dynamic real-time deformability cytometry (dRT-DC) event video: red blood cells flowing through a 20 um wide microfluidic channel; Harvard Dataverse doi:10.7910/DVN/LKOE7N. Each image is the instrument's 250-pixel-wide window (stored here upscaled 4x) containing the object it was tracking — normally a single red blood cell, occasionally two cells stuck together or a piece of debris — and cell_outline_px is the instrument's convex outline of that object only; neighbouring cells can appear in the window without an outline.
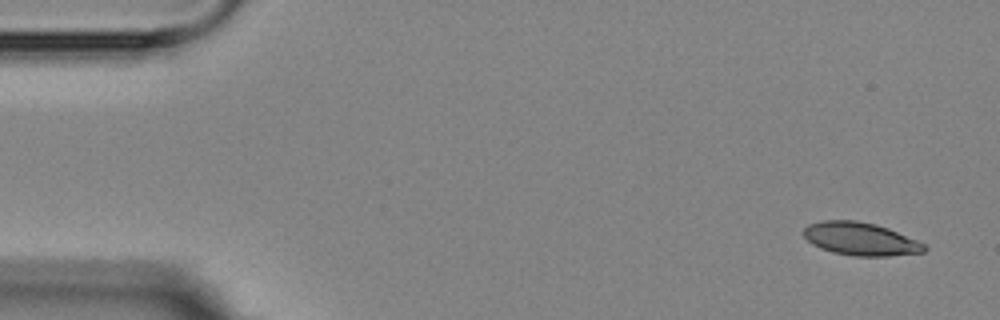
{"species": "Egyptian fruit bat (a non-hibernating species)", "species_latin": "Rousettus aegyptiacus", "temperature_condition": "room temperature", "stored_images_in_passage": 5, "segment_of_instrument_passage": [1, 2], "camera_frame_rate_fps": 3000, "um_per_image_px": 0.085, "animal": {"sex": "female"}, "frame": {"image": 1, "passage_image": 1, "time_ms": 0.0, "image_size_px": [1000, 320], "cell_outline_px": [[928, 248], [924, 252], [888, 256], [856, 256], [832, 252], [820, 248], [812, 244], [804, 236], [804, 228], [808, 224], [824, 220], [856, 220], [876, 224], [888, 228], [916, 240], [924, 244]], "centroid_in_image_um": [73.13, 20.3], "position_along_channel_um": 11.9, "area_um2": 23.12}}
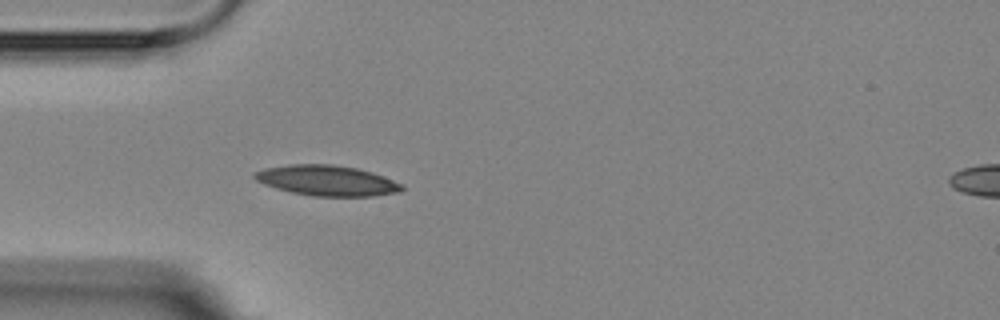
{"frame": {"image": 2, "passage_image": 4, "time_ms": 4.333, "image_size_px": [1000, 320], "cell_outline_px": [[404, 188], [400, 192], [372, 196], [312, 196], [292, 192], [276, 188], [264, 184], [256, 180], [252, 176], [252, 172], [264, 168], [288, 164], [332, 164], [356, 168], [372, 172], [404, 184]], "centroid_in_image_um": [27.78, 15.34], "position_along_channel_um": 57.2, "area_um2": 26.24}}